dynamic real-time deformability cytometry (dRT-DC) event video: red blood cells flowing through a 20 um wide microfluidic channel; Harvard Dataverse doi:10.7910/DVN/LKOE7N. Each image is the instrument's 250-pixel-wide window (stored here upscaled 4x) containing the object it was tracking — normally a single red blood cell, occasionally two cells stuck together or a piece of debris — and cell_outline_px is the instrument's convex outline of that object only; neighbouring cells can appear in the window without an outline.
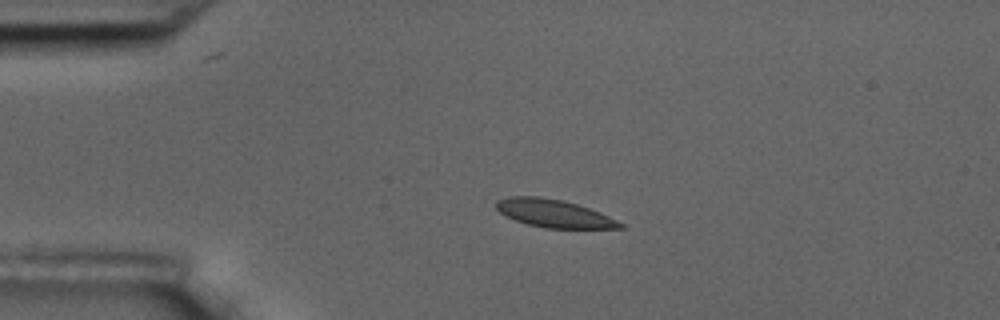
{"species": "common noctule bat (a hibernating species)", "species_latin": "Nyctalus noctula", "temperature_condition": "room temperature", "stored_images_in_passage": 4, "camera_frame_rate_fps": 3000, "um_per_image_px": 0.085, "animal": {"sex": "male", "body_mass_g": 17.5, "forearm_length_mm": 52.3}, "frame": {"image": 1, "passage_image": 3, "time_ms": 3.0, "image_size_px": [1000, 320], "cell_outline_px": [[624, 228], [544, 228], [528, 224], [504, 216], [496, 208], [496, 200], [508, 196], [540, 196], [564, 200], [600, 212], [624, 224]], "centroid_in_image_um": [47.04, 18.13], "position_along_channel_um": 38.0, "area_um2": 20.11}}